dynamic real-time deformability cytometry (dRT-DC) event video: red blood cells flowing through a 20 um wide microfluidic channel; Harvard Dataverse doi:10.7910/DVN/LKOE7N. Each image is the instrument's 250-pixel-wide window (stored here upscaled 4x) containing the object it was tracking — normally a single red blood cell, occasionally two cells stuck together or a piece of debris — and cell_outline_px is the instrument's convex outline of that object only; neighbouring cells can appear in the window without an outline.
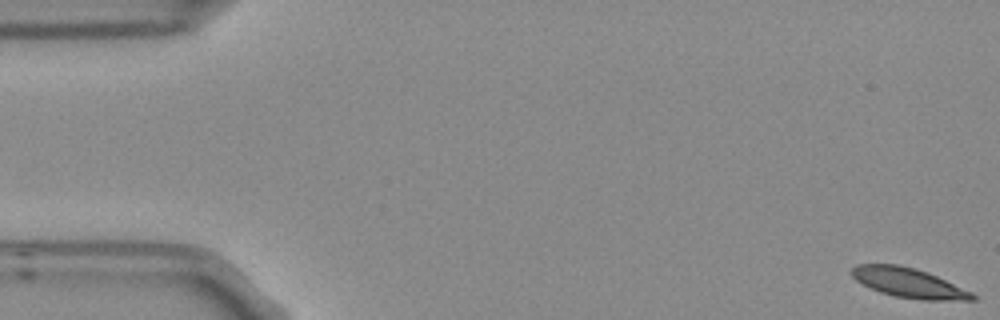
{"species": "Egyptian fruit bat (a non-hibernating species)", "species_latin": "Rousettus aegyptiacus", "temperature_condition": "room temperature", "stored_images_in_passage": 6, "camera_frame_rate_fps": 3000, "um_per_image_px": 0.085, "frame": {"image": 1, "passage_image": 1, "time_ms": 0.0, "image_size_px": [1000, 320], "cell_outline_px": [[976, 300], [920, 300], [896, 296], [880, 292], [856, 280], [852, 276], [852, 268], [856, 264], [896, 264], [912, 268], [936, 276], [972, 292], [976, 296]], "centroid_in_image_um": [77.24, 24.05], "position_along_channel_um": 7.8, "area_um2": 20.4}}